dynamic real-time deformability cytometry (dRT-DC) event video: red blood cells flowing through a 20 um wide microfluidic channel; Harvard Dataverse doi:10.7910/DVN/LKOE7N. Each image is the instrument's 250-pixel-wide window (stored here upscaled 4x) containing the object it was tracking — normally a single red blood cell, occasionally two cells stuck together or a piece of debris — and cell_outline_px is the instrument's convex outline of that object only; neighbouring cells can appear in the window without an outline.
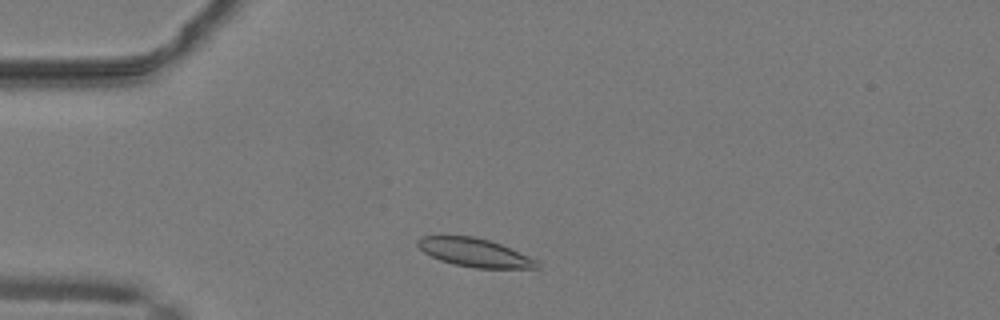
{"species": "common noctule bat (a hibernating species)", "species_latin": "Nyctalus noctula", "temperature_condition": "warm", "stored_images_in_passage": 41, "camera_frame_rate_fps": 3000, "um_per_image_px": 0.085, "animal": {"sex": "male", "body_mass_g": 19.2, "forearm_length_mm": 51.8}, "frame": {"image": 1, "passage_image": 4, "time_ms": 1.0, "image_size_px": [1000, 320], "cell_outline_px": [[540, 268], [476, 268], [456, 264], [440, 260], [424, 252], [416, 244], [416, 240], [420, 236], [472, 236], [488, 240], [500, 244], [536, 260], [540, 264]], "centroid_in_image_um": [40.31, 21.46], "position_along_channel_um": 44.7, "area_um2": 19.42}}
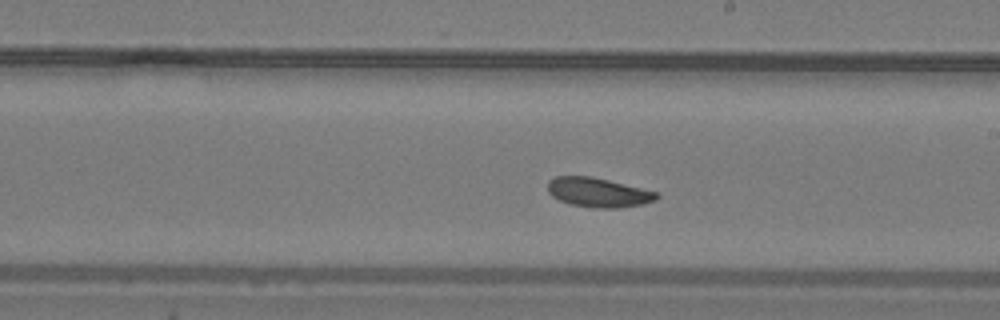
{"frame": {"image": 2, "passage_image": 20, "time_ms": 6.333, "image_size_px": [1000, 320], "cell_outline_px": [[660, 196], [656, 200], [644, 204], [620, 208], [592, 208], [572, 204], [560, 200], [552, 196], [548, 192], [548, 180], [556, 176], [592, 176], [660, 192]], "centroid_in_image_um": [50.9, 16.36], "position_along_channel_um": 238.1, "area_um2": 18.9}}
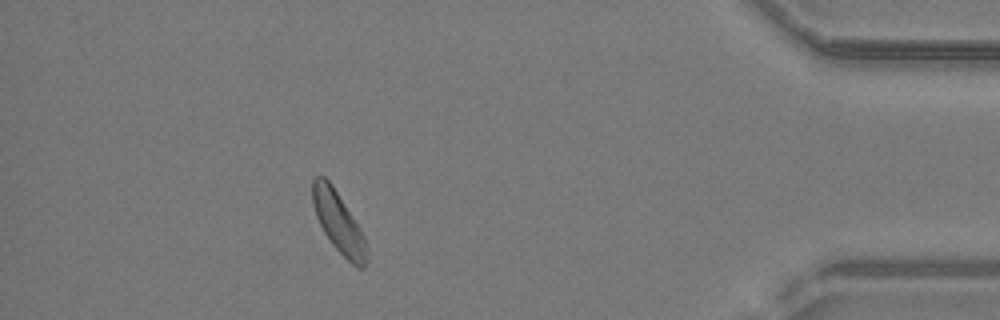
{"frame": {"image": 3, "passage_image": 36, "time_ms": 11.667, "image_size_px": [1000, 320], "cell_outline_px": [[368, 260], [364, 268], [356, 268], [332, 244], [324, 232], [316, 216], [312, 204], [312, 180], [316, 176], [324, 176], [332, 184], [360, 228], [364, 236]], "centroid_in_image_um": [28.77, 18.9], "position_along_channel_um": 406.4, "area_um2": 19.02}, "authors_computed_cell_mechanics": {"area_um2": 19.1318, "velocity_mm_per_s": 4.0856, "shape_relaxation_time_tau1_ms": 2.9314, "shape_relaxation_time_tau2_ms": 3.503, "deformation_change_tau1": 0.089, "deformation_change_tau2": 0.0948}}